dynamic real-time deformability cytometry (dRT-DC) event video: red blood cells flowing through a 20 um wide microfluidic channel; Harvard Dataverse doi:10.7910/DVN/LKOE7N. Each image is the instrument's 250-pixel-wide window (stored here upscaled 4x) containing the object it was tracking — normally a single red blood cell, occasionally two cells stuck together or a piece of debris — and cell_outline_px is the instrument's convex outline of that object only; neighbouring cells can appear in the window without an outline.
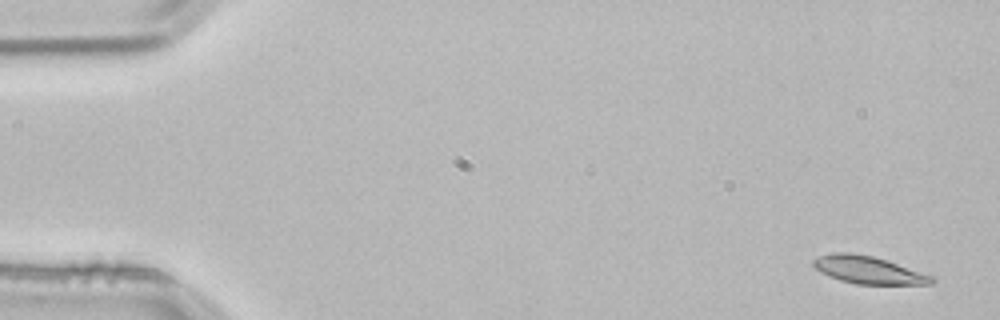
{"species": "common noctule bat (a hibernating species)", "species_latin": "Nyctalus noctula", "temperature_condition": "room temperature", "stored_images_in_passage": 4, "camera_frame_rate_fps": 3000, "um_per_image_px": 0.085, "animal": {"sex": "male", "body_mass_g": 21.5, "forearm_length_mm": 52.0}, "frame": {"image": 1, "passage_image": 1, "time_ms": 0.0, "image_size_px": [1000, 320], "cell_outline_px": [[936, 280], [932, 284], [856, 284], [840, 280], [820, 272], [812, 264], [812, 260], [820, 256], [832, 252], [848, 252], [872, 256], [888, 260], [932, 276]], "centroid_in_image_um": [73.8, 22.94], "position_along_channel_um": 11.2, "area_um2": 18.9}}
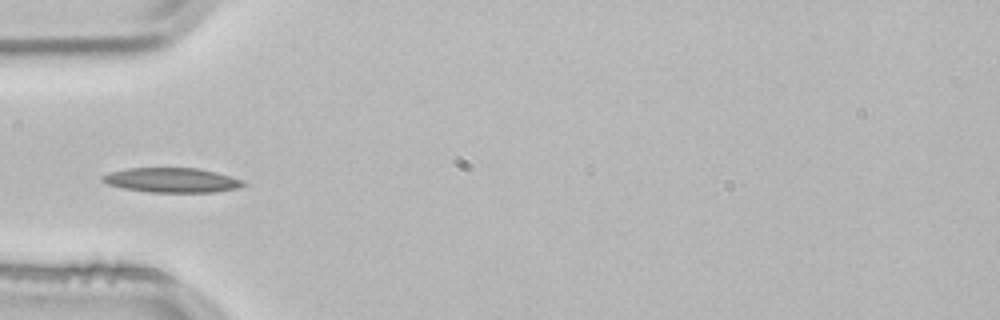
{"frame": {"image": 2, "passage_image": 4, "time_ms": 1.0, "image_size_px": [1000, 320], "cell_outline_px": [[248, 184], [236, 188], [216, 192], [148, 192], [124, 188], [108, 184], [100, 180], [100, 176], [112, 172], [128, 168], [200, 168], [216, 172], [244, 180]], "centroid_in_image_um": [14.63, 15.31], "position_along_channel_um": 70.4, "area_um2": 20.23}}